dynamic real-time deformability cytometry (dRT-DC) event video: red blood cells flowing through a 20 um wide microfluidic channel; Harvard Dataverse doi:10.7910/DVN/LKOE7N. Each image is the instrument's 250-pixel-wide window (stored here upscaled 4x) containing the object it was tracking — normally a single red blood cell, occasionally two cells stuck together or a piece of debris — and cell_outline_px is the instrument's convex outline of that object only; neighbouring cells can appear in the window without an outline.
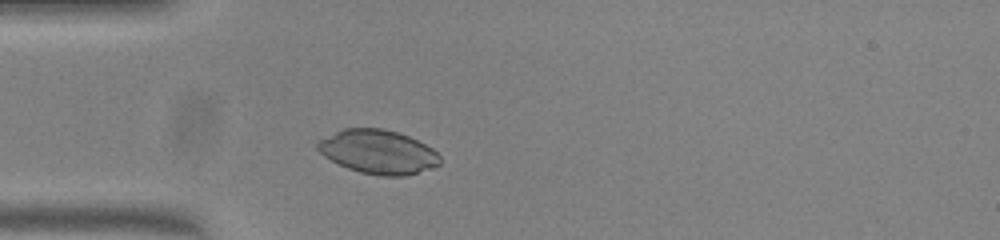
{"species": "common noctule bat (a hibernating species)", "species_latin": "Nyctalus noctula", "temperature_condition": "warm", "stored_images_in_passage": 34, "camera_frame_rate_fps": 3000, "um_per_image_px": 0.085, "animal": {"sex": "female", "body_mass_g": 23.0, "forearm_length_mm": 53.4}, "frame": {"image": 1, "passage_image": 6, "time_ms": 1.667, "image_size_px": [1000, 240], "cell_outline_px": [[440, 164], [432, 168], [404, 176], [380, 176], [360, 172], [348, 168], [324, 156], [316, 148], [316, 144], [320, 140], [344, 128], [384, 128], [400, 132], [432, 148], [440, 156]], "centroid_in_image_um": [32.16, 12.91], "position_along_channel_um": 52.8, "area_um2": 31.15}}
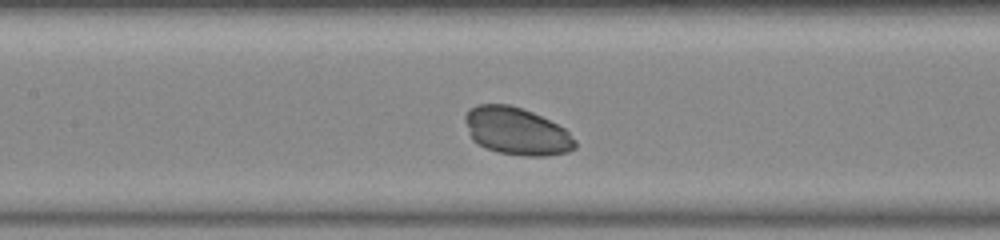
{"frame": {"image": 2, "passage_image": 15, "time_ms": 4.667, "image_size_px": [1000, 240], "cell_outline_px": [[576, 148], [568, 152], [548, 156], [528, 156], [500, 152], [488, 148], [472, 140], [464, 120], [464, 116], [468, 108], [476, 104], [508, 104], [532, 112], [564, 128], [576, 140]], "centroid_in_image_um": [43.9, 11.14], "position_along_channel_um": 163.5, "area_um2": 30.29}}
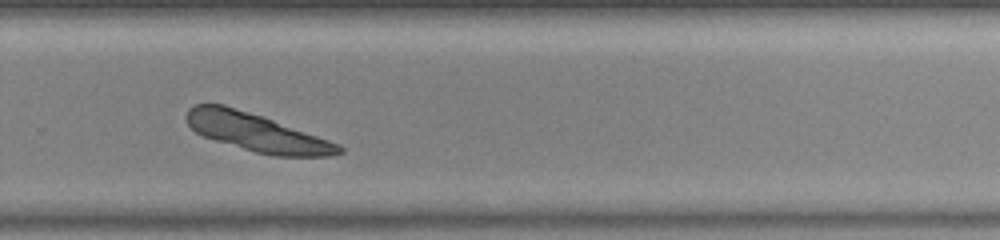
{"frame": {"image": 3, "passage_image": 26, "time_ms": 8.333, "image_size_px": [1000, 240], "cell_outline_px": [[344, 152], [332, 156], [276, 156], [256, 152], [216, 140], [204, 136], [196, 132], [188, 124], [184, 116], [188, 108], [196, 104], [224, 104], [272, 120], [340, 144], [344, 148]], "centroid_in_image_um": [21.81, 11.26], "position_along_channel_um": 308.0, "area_um2": 33.18}}